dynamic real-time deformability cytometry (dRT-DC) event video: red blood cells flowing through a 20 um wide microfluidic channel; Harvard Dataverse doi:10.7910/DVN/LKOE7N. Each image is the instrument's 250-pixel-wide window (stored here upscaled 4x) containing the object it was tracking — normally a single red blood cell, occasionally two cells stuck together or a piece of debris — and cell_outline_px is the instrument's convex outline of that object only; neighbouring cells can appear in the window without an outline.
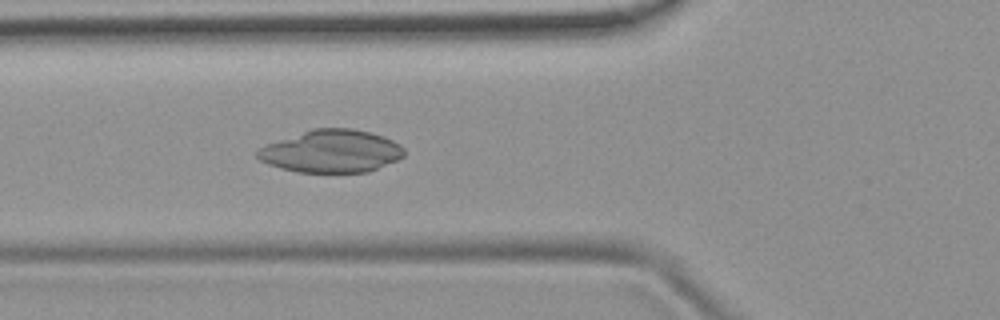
{"species": "common noctule bat (a hibernating species)", "species_latin": "Nyctalus noctula", "temperature_condition": "room temperature", "stored_images_in_passage": 45, "camera_frame_rate_fps": 3000, "um_per_image_px": 0.085, "animal": {"sex": "female", "body_mass_g": 19.9}, "frame": {"image": 1, "passage_image": 12, "time_ms": 3.667, "image_size_px": [1000, 320], "cell_outline_px": [[404, 156], [396, 160], [368, 172], [296, 172], [280, 168], [268, 164], [260, 160], [256, 156], [256, 148], [312, 128], [352, 128], [372, 132], [384, 136], [400, 144], [404, 148]], "centroid_in_image_um": [28.16, 12.85], "position_along_channel_um": 97.6, "area_um2": 36.53}}
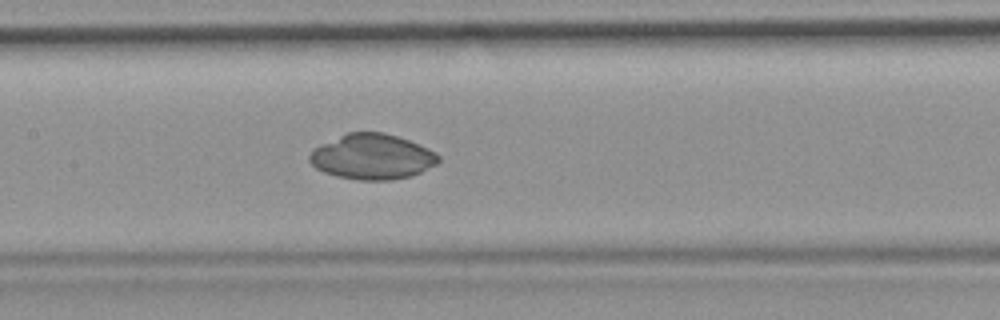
{"frame": {"image": 2, "passage_image": 18, "time_ms": 5.667, "image_size_px": [1000, 320], "cell_outline_px": [[440, 160], [436, 164], [412, 176], [392, 180], [356, 180], [336, 176], [324, 172], [316, 168], [308, 160], [308, 156], [320, 144], [348, 132], [384, 132], [408, 140], [428, 148], [436, 152], [440, 156]], "centroid_in_image_um": [31.64, 13.33], "position_along_channel_um": 175.8, "area_um2": 34.04}}
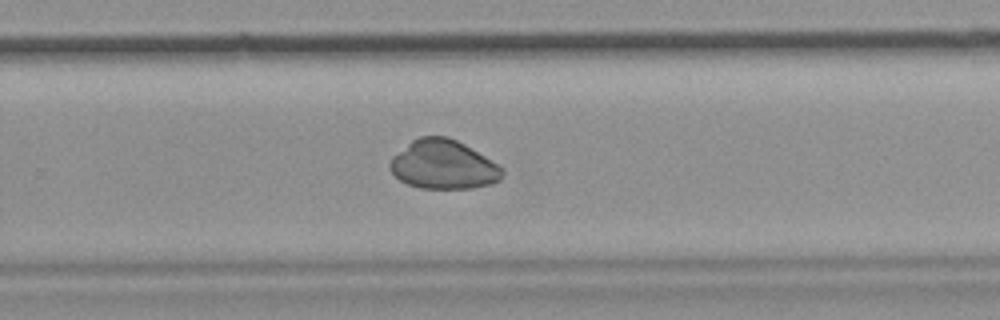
{"frame": {"image": 3, "passage_image": 27, "time_ms": 8.667, "image_size_px": [1000, 320], "cell_outline_px": [[504, 172], [500, 180], [492, 184], [472, 188], [420, 188], [408, 184], [400, 180], [388, 168], [388, 164], [392, 156], [412, 140], [420, 136], [448, 136], [464, 144], [504, 168]], "centroid_in_image_um": [37.67, 14.0], "position_along_channel_um": 292.1, "area_um2": 32.08}}